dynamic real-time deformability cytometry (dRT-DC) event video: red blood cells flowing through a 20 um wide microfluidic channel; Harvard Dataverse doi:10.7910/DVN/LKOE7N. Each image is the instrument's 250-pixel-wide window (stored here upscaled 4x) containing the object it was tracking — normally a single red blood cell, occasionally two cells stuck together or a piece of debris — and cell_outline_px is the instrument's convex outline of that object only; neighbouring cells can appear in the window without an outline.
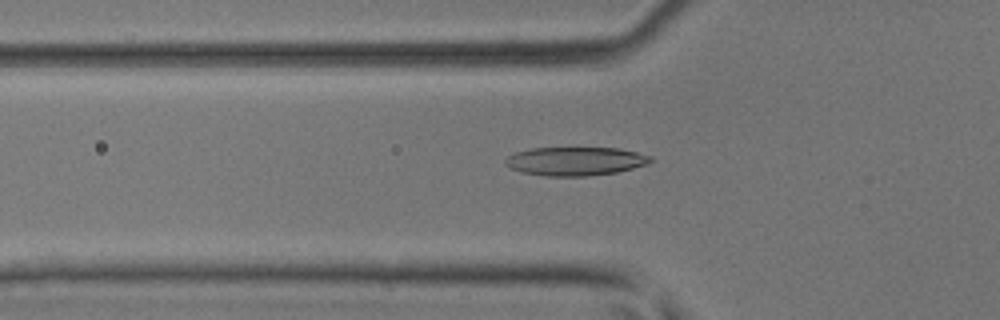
{"species": "common noctule bat (a hibernating species)", "species_latin": "Nyctalus noctula", "temperature_condition": "room temperature", "stored_images_in_passage": 48, "camera_frame_rate_fps": 3000, "um_per_image_px": 0.085, "animal": {"sex": "male", "body_mass_g": 17.9, "forearm_length_mm": 54.2}, "frame": {"image": 1, "passage_image": 17, "time_ms": 5.333, "image_size_px": [1000, 320], "cell_outline_px": [[652, 160], [648, 164], [616, 172], [588, 176], [544, 176], [524, 172], [512, 168], [504, 164], [504, 160], [508, 156], [516, 152], [532, 148], [620, 148], [652, 156]], "centroid_in_image_um": [48.91, 13.7], "position_along_channel_um": 76.9, "area_um2": 24.1}}
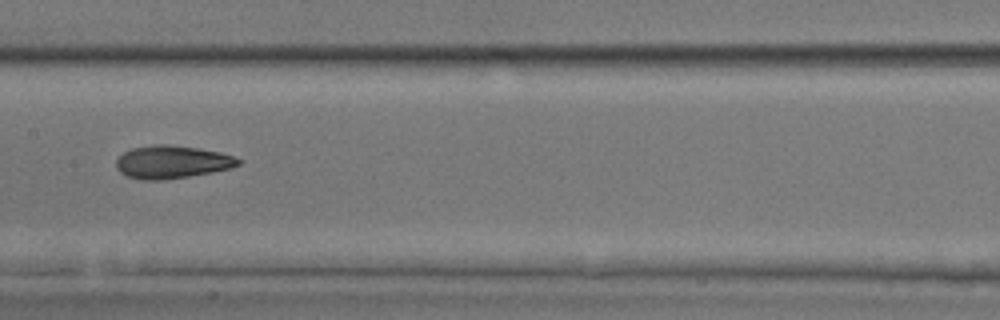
{"frame": {"image": 2, "passage_image": 25, "time_ms": 8.0, "image_size_px": [1000, 320], "cell_outline_px": [[240, 164], [232, 168], [212, 172], [188, 176], [160, 180], [140, 180], [128, 176], [120, 172], [116, 168], [116, 160], [124, 152], [132, 148], [156, 144], [168, 144], [196, 148], [220, 152], [236, 156], [240, 160]], "centroid_in_image_um": [14.62, 13.77], "position_along_channel_um": 192.8, "area_um2": 23.35}}
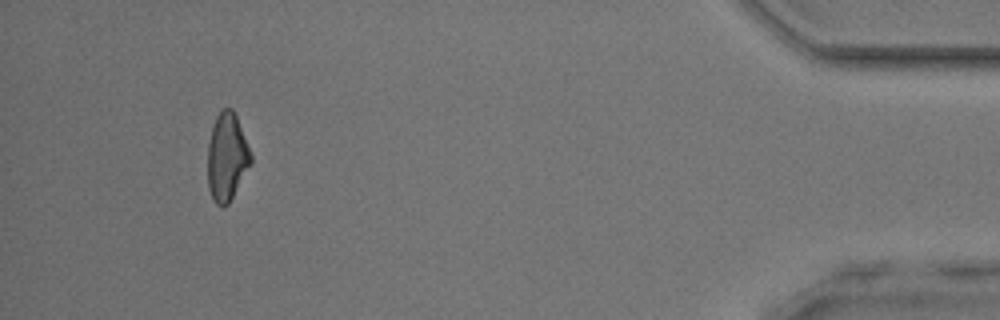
{"frame": {"image": 3, "passage_image": 45, "time_ms": 14.667, "image_size_px": [1000, 320], "cell_outline_px": [[252, 164], [228, 204], [224, 208], [216, 204], [212, 200], [208, 188], [208, 144], [212, 128], [216, 116], [224, 108], [232, 108], [236, 116], [252, 156]], "centroid_in_image_um": [19.28, 13.39], "position_along_channel_um": 415.9, "area_um2": 22.08}}